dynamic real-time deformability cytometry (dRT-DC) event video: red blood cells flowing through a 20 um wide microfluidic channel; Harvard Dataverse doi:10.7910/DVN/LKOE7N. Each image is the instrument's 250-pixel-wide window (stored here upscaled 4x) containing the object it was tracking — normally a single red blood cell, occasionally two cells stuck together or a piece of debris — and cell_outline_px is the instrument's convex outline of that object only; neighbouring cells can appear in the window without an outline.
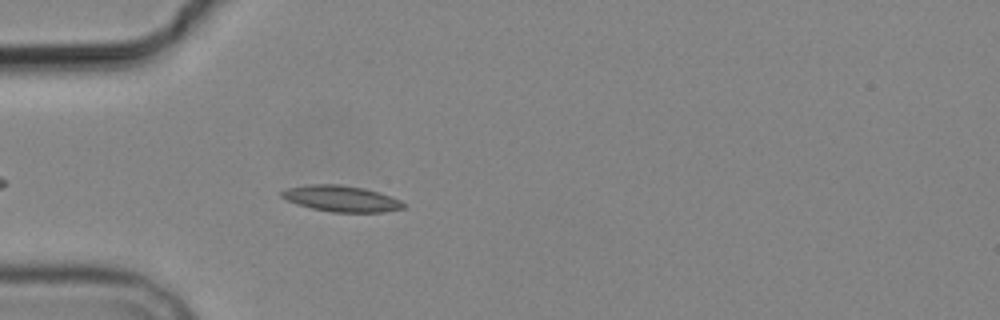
{"species": "common noctule bat (a hibernating species)", "species_latin": "Nyctalus noctula", "temperature_condition": "cold", "stored_images_in_passage": 4, "camera_frame_rate_fps": 3000, "um_per_image_px": 0.085, "animal": {"sex": "male", "body_mass_g": 19.2, "forearm_length_mm": 51.8}, "frame": {"image": 1, "passage_image": 4, "time_ms": 5.0, "image_size_px": [1000, 320], "cell_outline_px": [[404, 208], [380, 212], [332, 212], [312, 208], [296, 204], [280, 196], [280, 192], [288, 188], [308, 184], [340, 184], [364, 188], [380, 192], [392, 196], [400, 200], [404, 204]], "centroid_in_image_um": [29.0, 16.87], "position_along_channel_um": 56.0, "area_um2": 18.5}}